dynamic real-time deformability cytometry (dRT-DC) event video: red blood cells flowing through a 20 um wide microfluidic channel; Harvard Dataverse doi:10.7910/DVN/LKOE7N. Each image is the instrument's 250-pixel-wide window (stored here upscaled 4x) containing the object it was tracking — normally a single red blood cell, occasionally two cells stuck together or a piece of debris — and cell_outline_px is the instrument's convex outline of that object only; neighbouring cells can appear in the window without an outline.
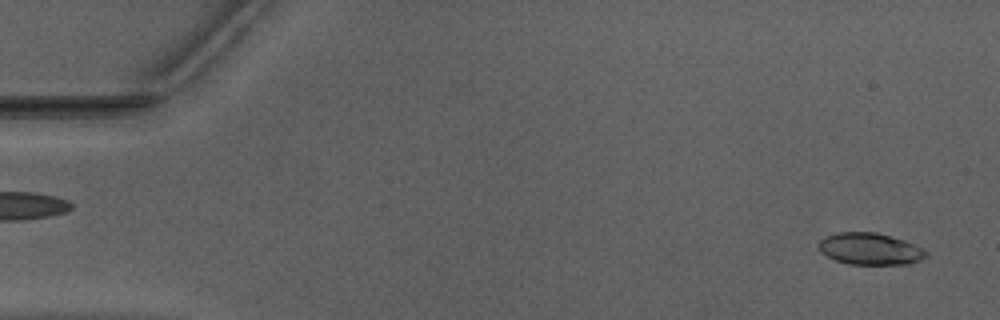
{"species": "Egyptian fruit bat (a non-hibernating species)", "species_latin": "Rousettus aegyptiacus", "temperature_condition": "warm", "stored_images_in_passage": 15, "camera_frame_rate_fps": 3000, "um_per_image_px": 0.085, "animal": {"sex": "male"}, "frame": {"image": 1, "passage_image": 2, "time_ms": 0.333, "image_size_px": [1000, 320], "cell_outline_px": [[928, 256], [920, 260], [908, 264], [848, 264], [836, 260], [820, 252], [820, 240], [836, 232], [876, 232], [892, 236], [916, 244], [924, 248], [928, 252]], "centroid_in_image_um": [74.02, 21.15], "position_along_channel_um": 11.0, "area_um2": 19.94}}